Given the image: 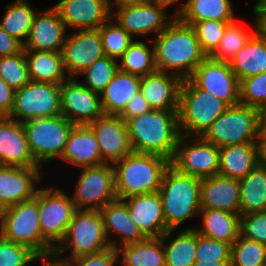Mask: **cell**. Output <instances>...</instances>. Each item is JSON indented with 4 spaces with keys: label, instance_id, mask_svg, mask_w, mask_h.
Masks as SVG:
<instances>
[{
    "label": "cell",
    "instance_id": "cell-1",
    "mask_svg": "<svg viewBox=\"0 0 266 266\" xmlns=\"http://www.w3.org/2000/svg\"><path fill=\"white\" fill-rule=\"evenodd\" d=\"M157 70L179 76H192L197 66L207 57L200 46L192 25L173 18L167 27L153 37Z\"/></svg>",
    "mask_w": 266,
    "mask_h": 266
},
{
    "label": "cell",
    "instance_id": "cell-2",
    "mask_svg": "<svg viewBox=\"0 0 266 266\" xmlns=\"http://www.w3.org/2000/svg\"><path fill=\"white\" fill-rule=\"evenodd\" d=\"M133 152L152 153L170 161L180 137L178 111L152 109L126 121Z\"/></svg>",
    "mask_w": 266,
    "mask_h": 266
},
{
    "label": "cell",
    "instance_id": "cell-3",
    "mask_svg": "<svg viewBox=\"0 0 266 266\" xmlns=\"http://www.w3.org/2000/svg\"><path fill=\"white\" fill-rule=\"evenodd\" d=\"M170 160L152 153L131 152L113 164L117 199L157 192Z\"/></svg>",
    "mask_w": 266,
    "mask_h": 266
},
{
    "label": "cell",
    "instance_id": "cell-4",
    "mask_svg": "<svg viewBox=\"0 0 266 266\" xmlns=\"http://www.w3.org/2000/svg\"><path fill=\"white\" fill-rule=\"evenodd\" d=\"M159 194L163 216L169 229H177L188 219L198 216L201 179L178 172L169 166L162 177Z\"/></svg>",
    "mask_w": 266,
    "mask_h": 266
},
{
    "label": "cell",
    "instance_id": "cell-5",
    "mask_svg": "<svg viewBox=\"0 0 266 266\" xmlns=\"http://www.w3.org/2000/svg\"><path fill=\"white\" fill-rule=\"evenodd\" d=\"M228 107L211 92L200 89L190 78L184 79L179 92L180 135L202 136Z\"/></svg>",
    "mask_w": 266,
    "mask_h": 266
},
{
    "label": "cell",
    "instance_id": "cell-6",
    "mask_svg": "<svg viewBox=\"0 0 266 266\" xmlns=\"http://www.w3.org/2000/svg\"><path fill=\"white\" fill-rule=\"evenodd\" d=\"M39 222L37 190L33 199L5 208L0 236L28 246L41 259L51 258L54 248L43 238Z\"/></svg>",
    "mask_w": 266,
    "mask_h": 266
},
{
    "label": "cell",
    "instance_id": "cell-7",
    "mask_svg": "<svg viewBox=\"0 0 266 266\" xmlns=\"http://www.w3.org/2000/svg\"><path fill=\"white\" fill-rule=\"evenodd\" d=\"M99 210L76 209L65 237L54 249L52 259H73L109 248ZM65 252L70 255L62 257Z\"/></svg>",
    "mask_w": 266,
    "mask_h": 266
},
{
    "label": "cell",
    "instance_id": "cell-8",
    "mask_svg": "<svg viewBox=\"0 0 266 266\" xmlns=\"http://www.w3.org/2000/svg\"><path fill=\"white\" fill-rule=\"evenodd\" d=\"M221 148L243 143H261L258 109L238 104L229 106L201 136Z\"/></svg>",
    "mask_w": 266,
    "mask_h": 266
},
{
    "label": "cell",
    "instance_id": "cell-9",
    "mask_svg": "<svg viewBox=\"0 0 266 266\" xmlns=\"http://www.w3.org/2000/svg\"><path fill=\"white\" fill-rule=\"evenodd\" d=\"M29 150L39 166L61 158L70 130L74 126L63 115L31 119L22 123Z\"/></svg>",
    "mask_w": 266,
    "mask_h": 266
},
{
    "label": "cell",
    "instance_id": "cell-10",
    "mask_svg": "<svg viewBox=\"0 0 266 266\" xmlns=\"http://www.w3.org/2000/svg\"><path fill=\"white\" fill-rule=\"evenodd\" d=\"M61 115L60 85L30 81L15 91L8 117L25 122L42 117Z\"/></svg>",
    "mask_w": 266,
    "mask_h": 266
},
{
    "label": "cell",
    "instance_id": "cell-11",
    "mask_svg": "<svg viewBox=\"0 0 266 266\" xmlns=\"http://www.w3.org/2000/svg\"><path fill=\"white\" fill-rule=\"evenodd\" d=\"M38 207L42 236L55 249L65 237L75 204L70 195L53 186L38 188Z\"/></svg>",
    "mask_w": 266,
    "mask_h": 266
},
{
    "label": "cell",
    "instance_id": "cell-12",
    "mask_svg": "<svg viewBox=\"0 0 266 266\" xmlns=\"http://www.w3.org/2000/svg\"><path fill=\"white\" fill-rule=\"evenodd\" d=\"M219 159L216 145L201 136L180 135L170 165L182 174L203 179L218 174Z\"/></svg>",
    "mask_w": 266,
    "mask_h": 266
},
{
    "label": "cell",
    "instance_id": "cell-13",
    "mask_svg": "<svg viewBox=\"0 0 266 266\" xmlns=\"http://www.w3.org/2000/svg\"><path fill=\"white\" fill-rule=\"evenodd\" d=\"M71 199L76 209L99 211L108 203L116 200L113 165L83 167Z\"/></svg>",
    "mask_w": 266,
    "mask_h": 266
},
{
    "label": "cell",
    "instance_id": "cell-14",
    "mask_svg": "<svg viewBox=\"0 0 266 266\" xmlns=\"http://www.w3.org/2000/svg\"><path fill=\"white\" fill-rule=\"evenodd\" d=\"M190 79L200 88L211 92L228 106L240 104V82L229 62L206 57L195 69Z\"/></svg>",
    "mask_w": 266,
    "mask_h": 266
},
{
    "label": "cell",
    "instance_id": "cell-15",
    "mask_svg": "<svg viewBox=\"0 0 266 266\" xmlns=\"http://www.w3.org/2000/svg\"><path fill=\"white\" fill-rule=\"evenodd\" d=\"M61 115L74 125H88L104 115L101 94L84 87L77 77L60 84Z\"/></svg>",
    "mask_w": 266,
    "mask_h": 266
},
{
    "label": "cell",
    "instance_id": "cell-16",
    "mask_svg": "<svg viewBox=\"0 0 266 266\" xmlns=\"http://www.w3.org/2000/svg\"><path fill=\"white\" fill-rule=\"evenodd\" d=\"M112 10V17L133 38L136 35H159L172 18L167 20V12L150 0L143 3L128 4Z\"/></svg>",
    "mask_w": 266,
    "mask_h": 266
},
{
    "label": "cell",
    "instance_id": "cell-17",
    "mask_svg": "<svg viewBox=\"0 0 266 266\" xmlns=\"http://www.w3.org/2000/svg\"><path fill=\"white\" fill-rule=\"evenodd\" d=\"M67 34L62 48L64 67L70 78L78 77L95 61L105 56L98 29L75 30Z\"/></svg>",
    "mask_w": 266,
    "mask_h": 266
},
{
    "label": "cell",
    "instance_id": "cell-18",
    "mask_svg": "<svg viewBox=\"0 0 266 266\" xmlns=\"http://www.w3.org/2000/svg\"><path fill=\"white\" fill-rule=\"evenodd\" d=\"M88 126L93 130L102 160L114 164L132 152L126 122L119 115H103Z\"/></svg>",
    "mask_w": 266,
    "mask_h": 266
},
{
    "label": "cell",
    "instance_id": "cell-19",
    "mask_svg": "<svg viewBox=\"0 0 266 266\" xmlns=\"http://www.w3.org/2000/svg\"><path fill=\"white\" fill-rule=\"evenodd\" d=\"M67 29H99L111 16L109 0H59L53 6Z\"/></svg>",
    "mask_w": 266,
    "mask_h": 266
},
{
    "label": "cell",
    "instance_id": "cell-20",
    "mask_svg": "<svg viewBox=\"0 0 266 266\" xmlns=\"http://www.w3.org/2000/svg\"><path fill=\"white\" fill-rule=\"evenodd\" d=\"M40 173V167L0 165V203L6 208L33 199Z\"/></svg>",
    "mask_w": 266,
    "mask_h": 266
},
{
    "label": "cell",
    "instance_id": "cell-21",
    "mask_svg": "<svg viewBox=\"0 0 266 266\" xmlns=\"http://www.w3.org/2000/svg\"><path fill=\"white\" fill-rule=\"evenodd\" d=\"M66 31L67 28L54 7L36 13L27 41L23 45L24 52L41 49L61 52L67 37Z\"/></svg>",
    "mask_w": 266,
    "mask_h": 266
},
{
    "label": "cell",
    "instance_id": "cell-22",
    "mask_svg": "<svg viewBox=\"0 0 266 266\" xmlns=\"http://www.w3.org/2000/svg\"><path fill=\"white\" fill-rule=\"evenodd\" d=\"M0 165L40 167L33 158L21 122L0 116Z\"/></svg>",
    "mask_w": 266,
    "mask_h": 266
},
{
    "label": "cell",
    "instance_id": "cell-23",
    "mask_svg": "<svg viewBox=\"0 0 266 266\" xmlns=\"http://www.w3.org/2000/svg\"><path fill=\"white\" fill-rule=\"evenodd\" d=\"M130 217L148 238H160L169 228L163 216L159 192L137 194L122 199Z\"/></svg>",
    "mask_w": 266,
    "mask_h": 266
},
{
    "label": "cell",
    "instance_id": "cell-24",
    "mask_svg": "<svg viewBox=\"0 0 266 266\" xmlns=\"http://www.w3.org/2000/svg\"><path fill=\"white\" fill-rule=\"evenodd\" d=\"M100 212L110 247L117 250L122 246L138 243L147 238L130 217L128 207L123 200L116 199L108 203ZM112 233L118 237L120 236V240L110 238Z\"/></svg>",
    "mask_w": 266,
    "mask_h": 266
},
{
    "label": "cell",
    "instance_id": "cell-25",
    "mask_svg": "<svg viewBox=\"0 0 266 266\" xmlns=\"http://www.w3.org/2000/svg\"><path fill=\"white\" fill-rule=\"evenodd\" d=\"M182 81L177 75L156 70L141 77L140 91L152 109L178 111Z\"/></svg>",
    "mask_w": 266,
    "mask_h": 266
},
{
    "label": "cell",
    "instance_id": "cell-26",
    "mask_svg": "<svg viewBox=\"0 0 266 266\" xmlns=\"http://www.w3.org/2000/svg\"><path fill=\"white\" fill-rule=\"evenodd\" d=\"M60 159L81 168L106 164L102 160L96 136L88 125L72 127Z\"/></svg>",
    "mask_w": 266,
    "mask_h": 266
},
{
    "label": "cell",
    "instance_id": "cell-27",
    "mask_svg": "<svg viewBox=\"0 0 266 266\" xmlns=\"http://www.w3.org/2000/svg\"><path fill=\"white\" fill-rule=\"evenodd\" d=\"M239 180L219 174L201 179L200 207L239 214Z\"/></svg>",
    "mask_w": 266,
    "mask_h": 266
},
{
    "label": "cell",
    "instance_id": "cell-28",
    "mask_svg": "<svg viewBox=\"0 0 266 266\" xmlns=\"http://www.w3.org/2000/svg\"><path fill=\"white\" fill-rule=\"evenodd\" d=\"M221 176L240 180L263 161L262 143H243L219 148Z\"/></svg>",
    "mask_w": 266,
    "mask_h": 266
},
{
    "label": "cell",
    "instance_id": "cell-29",
    "mask_svg": "<svg viewBox=\"0 0 266 266\" xmlns=\"http://www.w3.org/2000/svg\"><path fill=\"white\" fill-rule=\"evenodd\" d=\"M202 227H189L197 233L232 245L240 235V214L225 210L201 208Z\"/></svg>",
    "mask_w": 266,
    "mask_h": 266
},
{
    "label": "cell",
    "instance_id": "cell-30",
    "mask_svg": "<svg viewBox=\"0 0 266 266\" xmlns=\"http://www.w3.org/2000/svg\"><path fill=\"white\" fill-rule=\"evenodd\" d=\"M232 6L231 0H187L179 5L173 18L189 25L205 20L233 22L235 9Z\"/></svg>",
    "mask_w": 266,
    "mask_h": 266
},
{
    "label": "cell",
    "instance_id": "cell-31",
    "mask_svg": "<svg viewBox=\"0 0 266 266\" xmlns=\"http://www.w3.org/2000/svg\"><path fill=\"white\" fill-rule=\"evenodd\" d=\"M141 77L120 69L101 93L105 115H119L129 100L140 91Z\"/></svg>",
    "mask_w": 266,
    "mask_h": 266
},
{
    "label": "cell",
    "instance_id": "cell-32",
    "mask_svg": "<svg viewBox=\"0 0 266 266\" xmlns=\"http://www.w3.org/2000/svg\"><path fill=\"white\" fill-rule=\"evenodd\" d=\"M229 65L239 82L266 72V37L258 30L231 59Z\"/></svg>",
    "mask_w": 266,
    "mask_h": 266
},
{
    "label": "cell",
    "instance_id": "cell-33",
    "mask_svg": "<svg viewBox=\"0 0 266 266\" xmlns=\"http://www.w3.org/2000/svg\"><path fill=\"white\" fill-rule=\"evenodd\" d=\"M28 72L31 81L48 82L60 85L70 77L65 73L61 52L37 50L25 52Z\"/></svg>",
    "mask_w": 266,
    "mask_h": 266
},
{
    "label": "cell",
    "instance_id": "cell-34",
    "mask_svg": "<svg viewBox=\"0 0 266 266\" xmlns=\"http://www.w3.org/2000/svg\"><path fill=\"white\" fill-rule=\"evenodd\" d=\"M239 214L266 211V162L263 160L239 180Z\"/></svg>",
    "mask_w": 266,
    "mask_h": 266
},
{
    "label": "cell",
    "instance_id": "cell-35",
    "mask_svg": "<svg viewBox=\"0 0 266 266\" xmlns=\"http://www.w3.org/2000/svg\"><path fill=\"white\" fill-rule=\"evenodd\" d=\"M173 231L174 229H169L160 237L165 252V266H193L196 262V231L182 229L167 243Z\"/></svg>",
    "mask_w": 266,
    "mask_h": 266
},
{
    "label": "cell",
    "instance_id": "cell-36",
    "mask_svg": "<svg viewBox=\"0 0 266 266\" xmlns=\"http://www.w3.org/2000/svg\"><path fill=\"white\" fill-rule=\"evenodd\" d=\"M122 266H165L161 238H146L117 249ZM121 257V258H120Z\"/></svg>",
    "mask_w": 266,
    "mask_h": 266
},
{
    "label": "cell",
    "instance_id": "cell-37",
    "mask_svg": "<svg viewBox=\"0 0 266 266\" xmlns=\"http://www.w3.org/2000/svg\"><path fill=\"white\" fill-rule=\"evenodd\" d=\"M36 11L26 0H15L6 6V12L0 21L1 27L22 45L25 44L32 27Z\"/></svg>",
    "mask_w": 266,
    "mask_h": 266
},
{
    "label": "cell",
    "instance_id": "cell-38",
    "mask_svg": "<svg viewBox=\"0 0 266 266\" xmlns=\"http://www.w3.org/2000/svg\"><path fill=\"white\" fill-rule=\"evenodd\" d=\"M253 32H248V29L242 23L230 22L219 42L216 50L209 56L213 60L220 62H230L231 59L245 46L251 37L258 31V22L255 19Z\"/></svg>",
    "mask_w": 266,
    "mask_h": 266
},
{
    "label": "cell",
    "instance_id": "cell-39",
    "mask_svg": "<svg viewBox=\"0 0 266 266\" xmlns=\"http://www.w3.org/2000/svg\"><path fill=\"white\" fill-rule=\"evenodd\" d=\"M119 60L121 64L119 63L118 66L121 71L140 77L157 70L154 46L149 48L144 41L133 40Z\"/></svg>",
    "mask_w": 266,
    "mask_h": 266
},
{
    "label": "cell",
    "instance_id": "cell-40",
    "mask_svg": "<svg viewBox=\"0 0 266 266\" xmlns=\"http://www.w3.org/2000/svg\"><path fill=\"white\" fill-rule=\"evenodd\" d=\"M118 64L119 60L104 56L79 74L85 76V81L80 83L91 91L101 94L119 70Z\"/></svg>",
    "mask_w": 266,
    "mask_h": 266
},
{
    "label": "cell",
    "instance_id": "cell-41",
    "mask_svg": "<svg viewBox=\"0 0 266 266\" xmlns=\"http://www.w3.org/2000/svg\"><path fill=\"white\" fill-rule=\"evenodd\" d=\"M98 30L105 56L116 60L124 54L134 40L112 16Z\"/></svg>",
    "mask_w": 266,
    "mask_h": 266
},
{
    "label": "cell",
    "instance_id": "cell-42",
    "mask_svg": "<svg viewBox=\"0 0 266 266\" xmlns=\"http://www.w3.org/2000/svg\"><path fill=\"white\" fill-rule=\"evenodd\" d=\"M266 259V245L241 235L231 245L230 266H261Z\"/></svg>",
    "mask_w": 266,
    "mask_h": 266
},
{
    "label": "cell",
    "instance_id": "cell-43",
    "mask_svg": "<svg viewBox=\"0 0 266 266\" xmlns=\"http://www.w3.org/2000/svg\"><path fill=\"white\" fill-rule=\"evenodd\" d=\"M0 78L14 91L31 81L24 49L15 55L0 57Z\"/></svg>",
    "mask_w": 266,
    "mask_h": 266
},
{
    "label": "cell",
    "instance_id": "cell-44",
    "mask_svg": "<svg viewBox=\"0 0 266 266\" xmlns=\"http://www.w3.org/2000/svg\"><path fill=\"white\" fill-rule=\"evenodd\" d=\"M240 104L256 109L266 105V72L242 79L239 85Z\"/></svg>",
    "mask_w": 266,
    "mask_h": 266
},
{
    "label": "cell",
    "instance_id": "cell-45",
    "mask_svg": "<svg viewBox=\"0 0 266 266\" xmlns=\"http://www.w3.org/2000/svg\"><path fill=\"white\" fill-rule=\"evenodd\" d=\"M229 23L230 22L205 20L195 22L192 25L200 42L201 49L207 57H209L218 47Z\"/></svg>",
    "mask_w": 266,
    "mask_h": 266
},
{
    "label": "cell",
    "instance_id": "cell-46",
    "mask_svg": "<svg viewBox=\"0 0 266 266\" xmlns=\"http://www.w3.org/2000/svg\"><path fill=\"white\" fill-rule=\"evenodd\" d=\"M37 259L41 258L28 246L0 236V266H29Z\"/></svg>",
    "mask_w": 266,
    "mask_h": 266
},
{
    "label": "cell",
    "instance_id": "cell-47",
    "mask_svg": "<svg viewBox=\"0 0 266 266\" xmlns=\"http://www.w3.org/2000/svg\"><path fill=\"white\" fill-rule=\"evenodd\" d=\"M231 245L196 232V261L230 262Z\"/></svg>",
    "mask_w": 266,
    "mask_h": 266
},
{
    "label": "cell",
    "instance_id": "cell-48",
    "mask_svg": "<svg viewBox=\"0 0 266 266\" xmlns=\"http://www.w3.org/2000/svg\"><path fill=\"white\" fill-rule=\"evenodd\" d=\"M240 235L266 245V211L240 215Z\"/></svg>",
    "mask_w": 266,
    "mask_h": 266
},
{
    "label": "cell",
    "instance_id": "cell-49",
    "mask_svg": "<svg viewBox=\"0 0 266 266\" xmlns=\"http://www.w3.org/2000/svg\"><path fill=\"white\" fill-rule=\"evenodd\" d=\"M62 266H115L119 261L118 251L109 247L98 253L78 256L73 259H54Z\"/></svg>",
    "mask_w": 266,
    "mask_h": 266
},
{
    "label": "cell",
    "instance_id": "cell-50",
    "mask_svg": "<svg viewBox=\"0 0 266 266\" xmlns=\"http://www.w3.org/2000/svg\"><path fill=\"white\" fill-rule=\"evenodd\" d=\"M151 110L152 108L148 101L145 99L141 91H139L129 100L119 116L126 122L128 119L148 113Z\"/></svg>",
    "mask_w": 266,
    "mask_h": 266
},
{
    "label": "cell",
    "instance_id": "cell-51",
    "mask_svg": "<svg viewBox=\"0 0 266 266\" xmlns=\"http://www.w3.org/2000/svg\"><path fill=\"white\" fill-rule=\"evenodd\" d=\"M23 50V45L10 36L0 25V57L15 55Z\"/></svg>",
    "mask_w": 266,
    "mask_h": 266
},
{
    "label": "cell",
    "instance_id": "cell-52",
    "mask_svg": "<svg viewBox=\"0 0 266 266\" xmlns=\"http://www.w3.org/2000/svg\"><path fill=\"white\" fill-rule=\"evenodd\" d=\"M15 91L0 78V116H8L14 103Z\"/></svg>",
    "mask_w": 266,
    "mask_h": 266
},
{
    "label": "cell",
    "instance_id": "cell-53",
    "mask_svg": "<svg viewBox=\"0 0 266 266\" xmlns=\"http://www.w3.org/2000/svg\"><path fill=\"white\" fill-rule=\"evenodd\" d=\"M259 137L262 145L266 144V105L258 109Z\"/></svg>",
    "mask_w": 266,
    "mask_h": 266
},
{
    "label": "cell",
    "instance_id": "cell-54",
    "mask_svg": "<svg viewBox=\"0 0 266 266\" xmlns=\"http://www.w3.org/2000/svg\"><path fill=\"white\" fill-rule=\"evenodd\" d=\"M254 19L259 23L266 16V0H258L252 7Z\"/></svg>",
    "mask_w": 266,
    "mask_h": 266
},
{
    "label": "cell",
    "instance_id": "cell-55",
    "mask_svg": "<svg viewBox=\"0 0 266 266\" xmlns=\"http://www.w3.org/2000/svg\"><path fill=\"white\" fill-rule=\"evenodd\" d=\"M145 1L148 0H109L111 11L114 10L115 7H120L128 4L143 3Z\"/></svg>",
    "mask_w": 266,
    "mask_h": 266
},
{
    "label": "cell",
    "instance_id": "cell-56",
    "mask_svg": "<svg viewBox=\"0 0 266 266\" xmlns=\"http://www.w3.org/2000/svg\"><path fill=\"white\" fill-rule=\"evenodd\" d=\"M152 3H154L157 7H160L167 11V8L172 6L175 3L179 2V0H150Z\"/></svg>",
    "mask_w": 266,
    "mask_h": 266
},
{
    "label": "cell",
    "instance_id": "cell-57",
    "mask_svg": "<svg viewBox=\"0 0 266 266\" xmlns=\"http://www.w3.org/2000/svg\"><path fill=\"white\" fill-rule=\"evenodd\" d=\"M193 266H230V262L196 261Z\"/></svg>",
    "mask_w": 266,
    "mask_h": 266
},
{
    "label": "cell",
    "instance_id": "cell-58",
    "mask_svg": "<svg viewBox=\"0 0 266 266\" xmlns=\"http://www.w3.org/2000/svg\"><path fill=\"white\" fill-rule=\"evenodd\" d=\"M258 30L266 37V16L258 23Z\"/></svg>",
    "mask_w": 266,
    "mask_h": 266
},
{
    "label": "cell",
    "instance_id": "cell-59",
    "mask_svg": "<svg viewBox=\"0 0 266 266\" xmlns=\"http://www.w3.org/2000/svg\"><path fill=\"white\" fill-rule=\"evenodd\" d=\"M43 260L45 261L43 262L44 266H62L59 262L55 261L52 258H45V259H42L41 261Z\"/></svg>",
    "mask_w": 266,
    "mask_h": 266
},
{
    "label": "cell",
    "instance_id": "cell-60",
    "mask_svg": "<svg viewBox=\"0 0 266 266\" xmlns=\"http://www.w3.org/2000/svg\"><path fill=\"white\" fill-rule=\"evenodd\" d=\"M5 207L0 203V226L2 223Z\"/></svg>",
    "mask_w": 266,
    "mask_h": 266
},
{
    "label": "cell",
    "instance_id": "cell-61",
    "mask_svg": "<svg viewBox=\"0 0 266 266\" xmlns=\"http://www.w3.org/2000/svg\"><path fill=\"white\" fill-rule=\"evenodd\" d=\"M263 160L266 162V144L263 145Z\"/></svg>",
    "mask_w": 266,
    "mask_h": 266
}]
</instances>
